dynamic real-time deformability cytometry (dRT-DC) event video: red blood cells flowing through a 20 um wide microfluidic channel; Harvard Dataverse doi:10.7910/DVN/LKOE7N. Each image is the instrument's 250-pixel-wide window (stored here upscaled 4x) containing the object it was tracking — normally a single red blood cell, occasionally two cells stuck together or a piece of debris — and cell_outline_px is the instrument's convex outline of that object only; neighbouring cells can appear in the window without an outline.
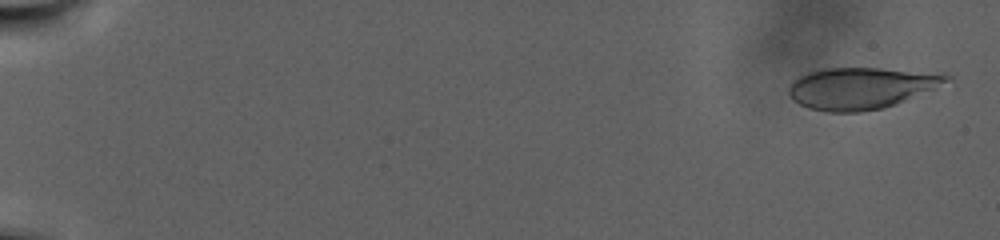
{"species": "human", "species_latin": "Homo sapiens", "temperature_condition": "warm", "stored_images_in_passage": 107, "camera_frame_rate_fps": 3000, "um_per_image_px": 0.085, "donor": {"sex": "male"}, "frame": {"image": 1, "passage_image": 4, "time_ms": 1.0, "image_size_px": [1000, 240], "cell_outline_px": [[952, 80], [904, 100], [884, 108], [860, 112], [828, 112], [808, 108], [792, 100], [788, 92], [788, 88], [792, 80], [808, 72], [828, 68], [880, 68], [944, 72], [952, 76]], "centroid_in_image_um": [73.2, 7.47], "position_along_channel_um": 11.8, "area_um2": 38.38}}
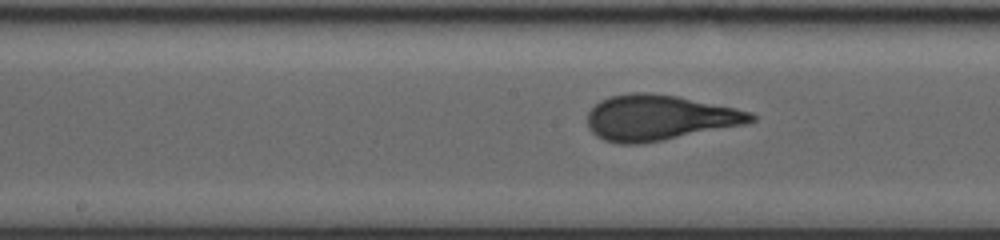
{"frame": {"image": 2, "passage_image": 60, "time_ms": 19.667, "image_size_px": [1000, 240], "cell_outline_px": [[756, 120], [744, 124], [644, 144], [620, 144], [604, 140], [596, 136], [588, 128], [588, 112], [600, 100], [608, 96], [628, 92], [648, 92], [676, 96], [736, 108], [752, 112], [756, 116]], "centroid_in_image_um": [56.0, 10.0], "position_along_channel_um": 192.2, "area_um2": 43.41}}
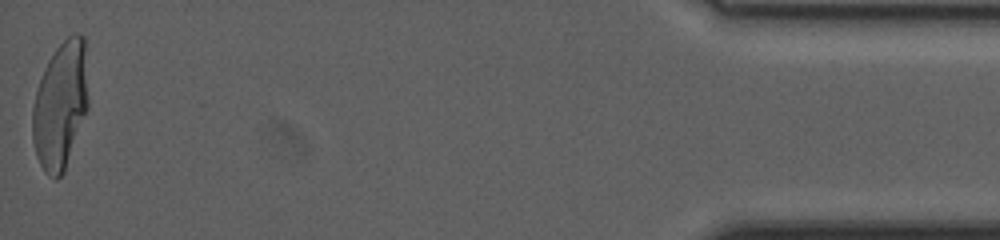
{"frame": {"image": 3, "passage_image": 107, "time_ms": 35.333, "image_size_px": [1000, 240], "cell_outline_px": [[88, 108], [64, 172], [56, 180], [48, 176], [44, 172], [36, 156], [32, 140], [32, 108], [36, 92], [44, 68], [48, 60], [56, 48], [72, 32], [80, 32], [84, 36], [88, 100]], "centroid_in_image_um": [5.13, 8.96], "position_along_channel_um": 430.1, "area_um2": 41.62}}